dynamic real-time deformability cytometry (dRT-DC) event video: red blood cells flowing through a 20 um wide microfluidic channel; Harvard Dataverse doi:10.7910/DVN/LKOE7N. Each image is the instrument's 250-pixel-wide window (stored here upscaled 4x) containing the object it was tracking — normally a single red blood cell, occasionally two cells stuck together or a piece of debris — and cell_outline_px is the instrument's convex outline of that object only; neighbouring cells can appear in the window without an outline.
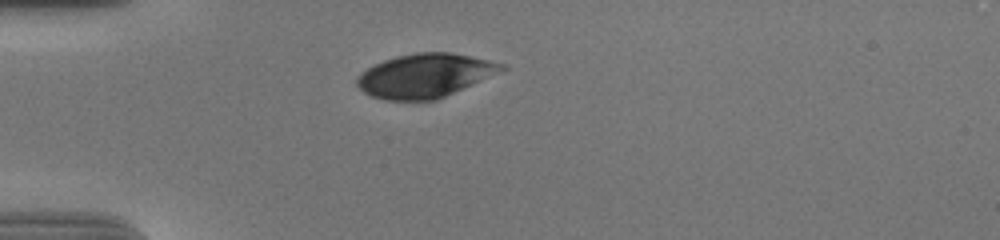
{"species": "human", "species_latin": "Homo sapiens", "temperature_condition": "cold", "stored_images_in_passage": 32, "camera_frame_rate_fps": 3000, "um_per_image_px": 0.085, "donor": {"sex": "male"}, "frame": {"image": 1, "passage_image": 1, "time_ms": 0.0, "image_size_px": [1000, 240], "cell_outline_px": [[508, 68], [436, 100], [384, 100], [372, 96], [364, 92], [356, 84], [356, 76], [360, 72], [384, 60], [396, 56], [416, 52], [452, 52], [488, 60], [504, 64]], "centroid_in_image_um": [36.09, 6.42], "position_along_channel_um": 48.9, "area_um2": 36.7}}
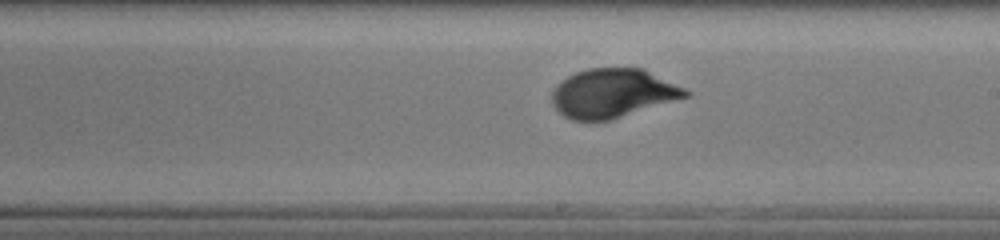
{"frame": {"image": 2, "passage_image": 18, "time_ms": 5.667, "image_size_px": [1000, 240], "cell_outline_px": [[692, 92], [688, 96], [612, 120], [572, 120], [564, 116], [552, 104], [552, 92], [556, 84], [568, 76], [576, 72], [588, 68], [644, 68]], "centroid_in_image_um": [52.08, 7.92], "position_along_channel_um": 236.9, "area_um2": 37.97}}
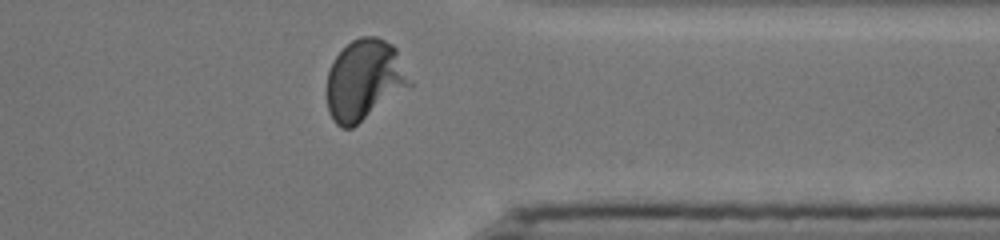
{"frame": {"image": 3, "passage_image": 30, "time_ms": 9.667, "image_size_px": [1000, 240], "cell_outline_px": [[412, 84], [352, 128], [340, 128], [332, 120], [328, 112], [328, 72], [332, 60], [352, 40], [360, 36], [376, 36], [392, 44], [396, 48]], "centroid_in_image_um": [30.95, 6.79], "position_along_channel_um": 380.5, "area_um2": 38.49}, "authors_computed_cell_mechanics": {"area_um2": 38.2347, "velocity_mm_per_s": 3.6889, "shape_relaxation_time_tau1_ms": 3.6919, "shape_relaxation_time_tau2_ms": null, "deformation_change_tau1": 0.1463, "deformation_change_tau2": null}}